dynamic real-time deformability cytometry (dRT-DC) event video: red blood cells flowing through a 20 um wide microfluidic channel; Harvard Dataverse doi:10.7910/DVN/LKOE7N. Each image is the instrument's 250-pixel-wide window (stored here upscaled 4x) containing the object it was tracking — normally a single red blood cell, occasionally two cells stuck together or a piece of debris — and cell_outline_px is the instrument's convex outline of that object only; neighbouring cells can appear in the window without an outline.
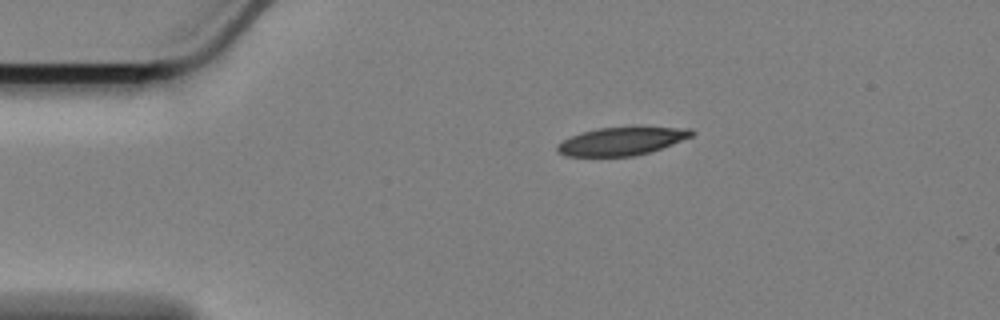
{"species": "Egyptian fruit bat (a non-hibernating species)", "species_latin": "Rousettus aegyptiacus", "temperature_condition": "cold", "stored_images_in_passage": 48, "camera_frame_rate_fps": 3000, "um_per_image_px": 0.085, "animal": {"sex": "female"}, "frame": {"image": 1, "passage_image": 1, "time_ms": 0.0, "image_size_px": [1000, 320], "cell_outline_px": [[696, 132], [692, 136], [672, 144], [648, 152], [632, 156], [568, 156], [560, 152], [556, 148], [556, 144], [580, 132], [600, 128], [636, 124], [692, 128]], "centroid_in_image_um": [52.93, 11.93], "position_along_channel_um": 32.1, "area_um2": 22.72}}
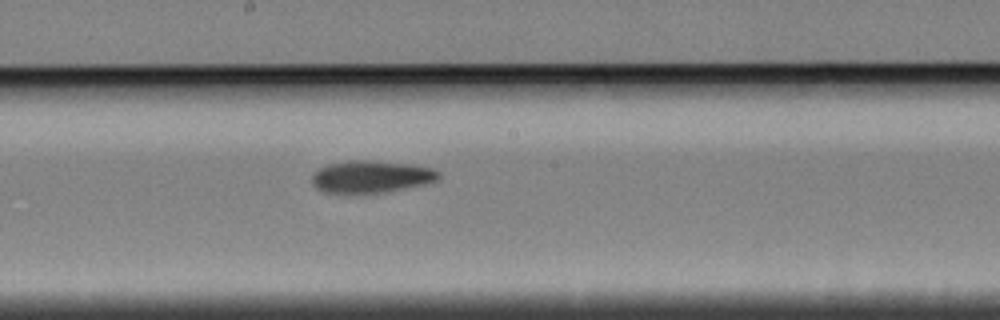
{"frame": {"image": 2, "passage_image": 21, "time_ms": 6.667, "image_size_px": [1000, 320], "cell_outline_px": [[440, 176], [436, 180], [424, 184], [384, 192], [324, 192], [316, 188], [312, 184], [312, 176], [320, 168], [328, 164], [348, 160], [368, 160], [412, 164], [432, 168], [440, 172]], "centroid_in_image_um": [31.55, 15.0], "position_along_channel_um": 216.6, "area_um2": 23.47}}
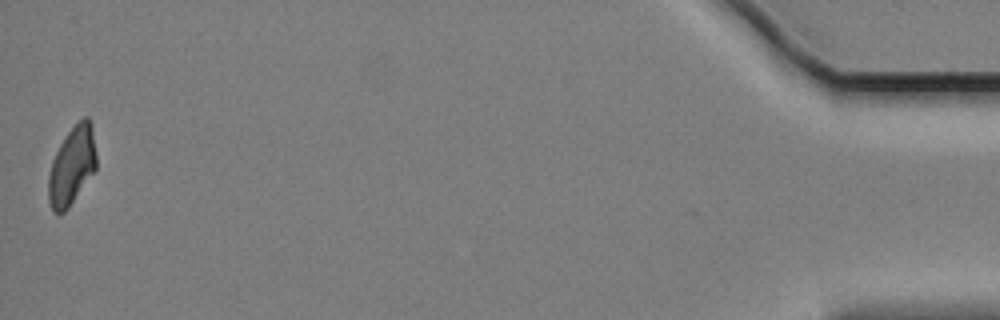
{"frame": {"image": 3, "passage_image": 48, "time_ms": 15.667, "image_size_px": [1000, 320], "cell_outline_px": [[96, 168], [68, 208], [64, 212], [52, 212], [48, 200], [48, 176], [52, 160], [64, 136], [84, 116], [88, 116], [92, 124], [96, 152]], "centroid_in_image_um": [6.11, 14.08], "position_along_channel_um": 429.1, "area_um2": 21.73}, "authors_computed_cell_mechanics": {"area_um2": 23.1489, "velocity_mm_per_s": 3.3912, "shape_relaxation_time_tau1_ms": 4.736, "shape_relaxation_time_tau2_ms": 10.3877, "deformation_change_tau1": 0.1333, "deformation_change_tau2": 0.1662}}